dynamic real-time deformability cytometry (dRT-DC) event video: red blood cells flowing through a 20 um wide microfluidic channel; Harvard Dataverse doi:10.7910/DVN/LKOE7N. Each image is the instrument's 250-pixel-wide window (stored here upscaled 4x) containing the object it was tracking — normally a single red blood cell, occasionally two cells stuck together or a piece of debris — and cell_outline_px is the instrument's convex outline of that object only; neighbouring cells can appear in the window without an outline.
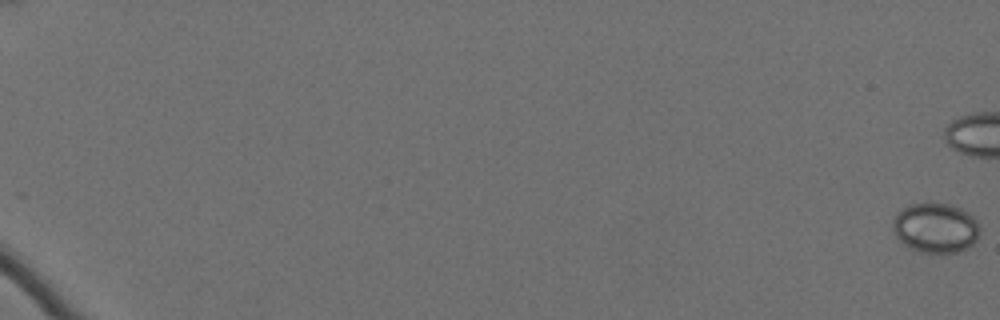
{"species": "Egyptian fruit bat (a non-hibernating species)", "species_latin": "Rousettus aegyptiacus", "temperature_condition": "cold", "stored_images_in_passage": 17, "camera_frame_rate_fps": 3000, "um_per_image_px": 0.085, "animal": {"sex": "female"}, "frame": {"image": 1, "passage_image": 1, "time_ms": 0.0, "image_size_px": [1000, 320], "cell_outline_px": [[980, 232], [976, 240], [972, 244], [956, 252], [920, 252], [904, 244], [896, 236], [892, 228], [892, 220], [896, 212], [908, 204], [928, 200], [948, 204], [960, 208], [968, 212], [976, 220], [980, 228]], "centroid_in_image_um": [79.48, 19.31], "position_along_channel_um": 5.5, "area_um2": 25.66}}